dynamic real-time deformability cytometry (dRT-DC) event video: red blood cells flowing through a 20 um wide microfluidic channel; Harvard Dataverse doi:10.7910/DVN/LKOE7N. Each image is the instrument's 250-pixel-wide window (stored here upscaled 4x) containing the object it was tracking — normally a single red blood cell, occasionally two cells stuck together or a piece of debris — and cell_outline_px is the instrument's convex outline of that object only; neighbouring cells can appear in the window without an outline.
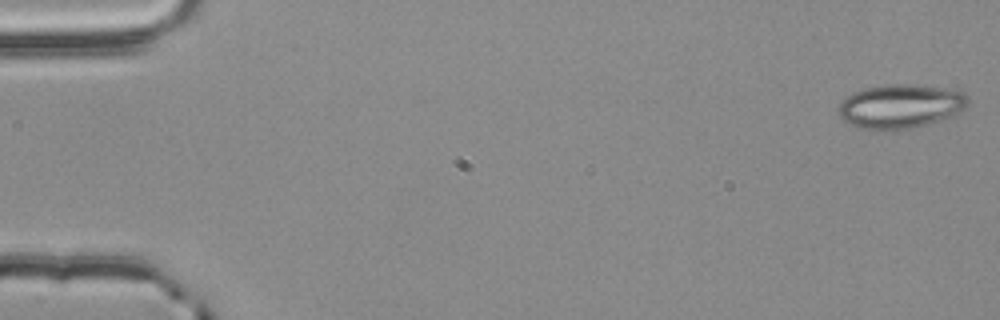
{"species": "common noctule bat (a hibernating species)", "species_latin": "Nyctalus noctula", "temperature_condition": "room temperature", "stored_images_in_passage": 55, "camera_frame_rate_fps": 3000, "um_per_image_px": 0.085, "animal": {"sex": "male", "body_mass_g": 20.4}, "frame": {"image": 1, "passage_image": 1, "time_ms": 0.0, "image_size_px": [1000, 320], "cell_outline_px": [[968, 100], [964, 108], [960, 112], [952, 116], [940, 120], [912, 128], [876, 132], [856, 128], [844, 120], [840, 116], [840, 104], [852, 92], [860, 88], [888, 84], [916, 84], [948, 88], [964, 92], [968, 96]], "centroid_in_image_um": [76.53, 9.04], "position_along_channel_um": 8.5, "area_um2": 33.76}}
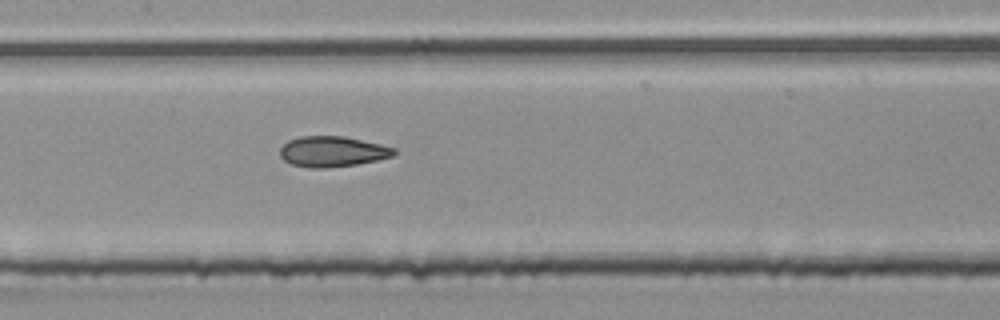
{"frame": {"image": 2, "passage_image": 27, "time_ms": 8.667, "image_size_px": [1000, 320], "cell_outline_px": [[396, 152], [392, 156], [376, 160], [356, 164], [324, 168], [312, 168], [292, 164], [284, 160], [280, 156], [280, 148], [288, 140], [300, 136], [344, 136], [380, 144], [396, 148]], "centroid_in_image_um": [28.24, 12.87], "position_along_channel_um": 179.2, "area_um2": 20.17}}
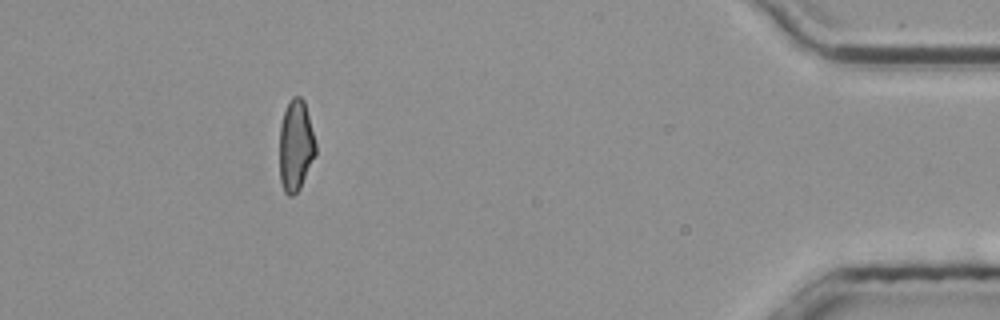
{"frame": {"image": 3, "passage_image": 50, "time_ms": 16.333, "image_size_px": [1000, 320], "cell_outline_px": [[316, 152], [300, 188], [292, 196], [288, 196], [284, 192], [280, 180], [280, 124], [284, 112], [292, 96], [300, 96], [304, 100], [316, 144]], "centroid_in_image_um": [25.13, 12.38], "position_along_channel_um": 410.1, "area_um2": 19.02}, "authors_computed_cell_mechanics": {"area_um2": 20.1722, "velocity_mm_per_s": 3.7962, "shape_relaxation_time_tau1_ms": 11.1292, "shape_relaxation_time_tau2_ms": 2.3644, "deformation_change_tau1": 0.2351, "deformation_change_tau2": 0.0983}}